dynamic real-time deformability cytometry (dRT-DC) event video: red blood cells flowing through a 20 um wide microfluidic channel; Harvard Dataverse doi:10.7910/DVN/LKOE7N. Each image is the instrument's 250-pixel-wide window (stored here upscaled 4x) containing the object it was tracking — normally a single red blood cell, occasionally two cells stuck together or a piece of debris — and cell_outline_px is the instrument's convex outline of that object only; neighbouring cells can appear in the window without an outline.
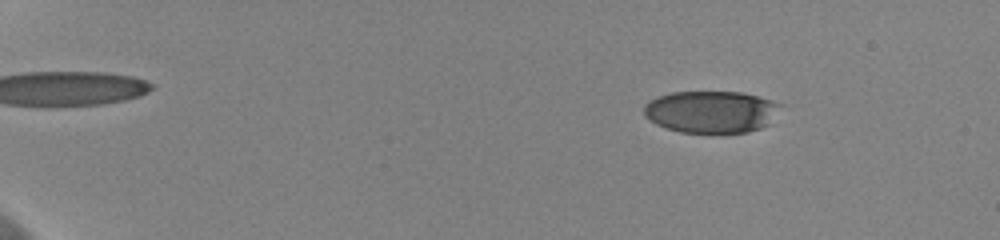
{"species": "human", "species_latin": "Homo sapiens", "temperature_condition": "cold", "stored_images_in_passage": 19, "camera_frame_rate_fps": 3000, "um_per_image_px": 0.085, "donor": {"sex": "female"}, "frame": {"image": 1, "passage_image": 6, "time_ms": 1.667, "image_size_px": [1000, 240], "cell_outline_px": [[780, 104], [768, 124], [760, 128], [748, 132], [680, 132], [664, 128], [656, 124], [644, 116], [644, 104], [648, 100], [656, 96], [672, 92], [740, 92], [756, 96]], "centroid_in_image_um": [60.34, 9.5], "position_along_channel_um": 24.7, "area_um2": 33.12}}
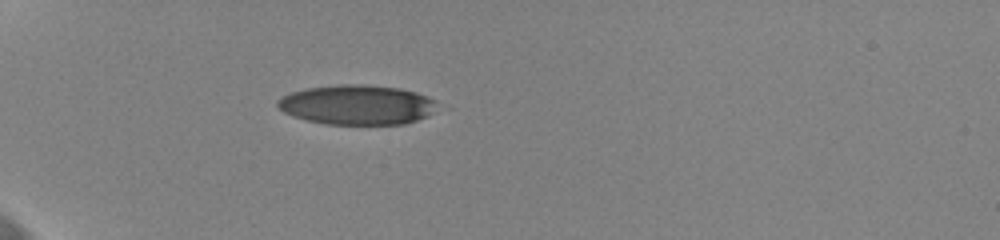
{"frame": {"image": 2, "passage_image": 14, "time_ms": 4.333, "image_size_px": [1000, 240], "cell_outline_px": [[436, 100], [428, 116], [404, 124], [328, 124], [308, 120], [292, 116], [276, 108], [276, 100], [292, 92], [308, 88], [340, 84], [364, 84], [400, 88], [416, 92]], "centroid_in_image_um": [30.3, 8.9], "position_along_channel_um": 54.7, "area_um2": 36.76}}